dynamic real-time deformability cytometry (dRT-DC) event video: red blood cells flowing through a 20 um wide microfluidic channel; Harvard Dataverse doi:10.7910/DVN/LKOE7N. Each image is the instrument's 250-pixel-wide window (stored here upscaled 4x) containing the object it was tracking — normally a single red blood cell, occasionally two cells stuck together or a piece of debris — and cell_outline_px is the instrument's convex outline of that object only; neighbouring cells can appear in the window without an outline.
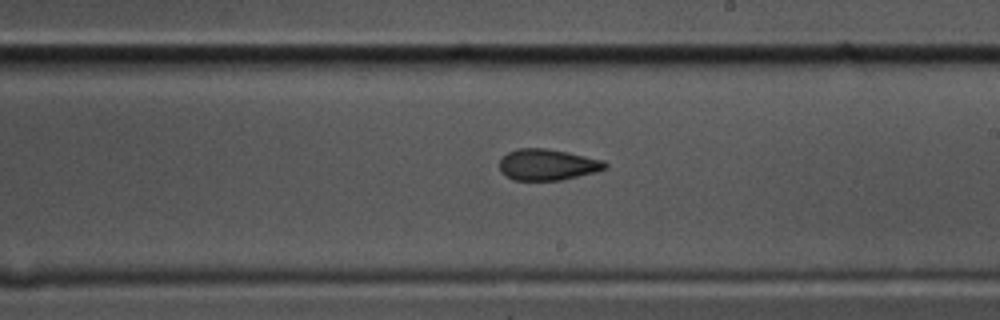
{"species": "common noctule bat (a hibernating species)", "species_latin": "Nyctalus noctula", "temperature_condition": "cold", "stored_images_in_passage": 45, "camera_frame_rate_fps": 3000, "um_per_image_px": 0.085, "animal": {"sex": "male", "body_mass_g": 17.5, "forearm_length_mm": 52.3}, "frame": {"image": 1, "passage_image": 27, "time_ms": 8.667, "image_size_px": [1000, 320], "cell_outline_px": [[608, 168], [596, 172], [560, 180], [512, 180], [500, 172], [500, 160], [508, 152], [516, 148], [544, 148], [568, 152], [604, 160], [608, 164]], "centroid_in_image_um": [46.55, 13.99], "position_along_channel_um": 242.5, "area_um2": 19.31}}
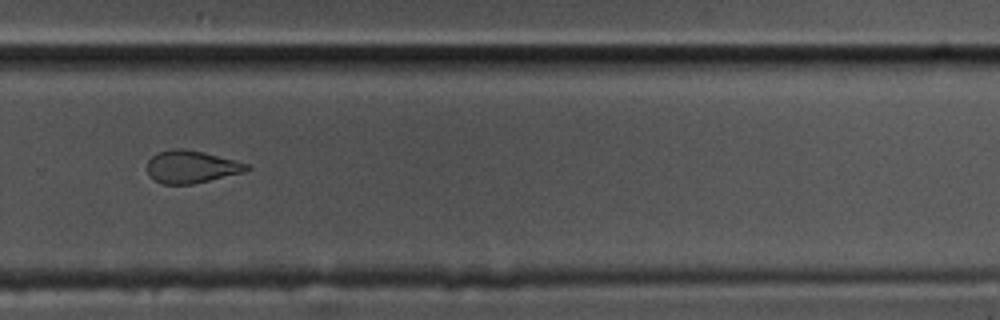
{"frame": {"image": 2, "passage_image": 33, "time_ms": 10.667, "image_size_px": [1000, 320], "cell_outline_px": [[252, 168], [244, 172], [192, 184], [164, 184], [152, 180], [148, 176], [148, 160], [152, 156], [160, 152], [172, 148], [184, 148], [204, 152], [248, 164]], "centroid_in_image_um": [16.24, 14.18], "position_along_channel_um": 313.6, "area_um2": 18.84}}
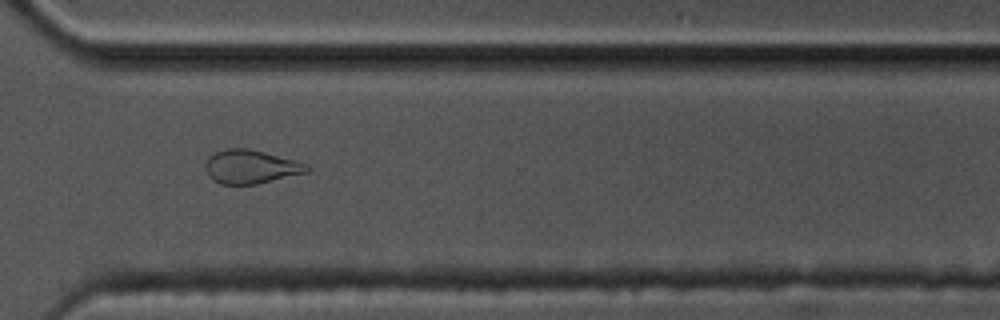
{"frame": {"image": 3, "passage_image": 36, "time_ms": 11.667, "image_size_px": [1000, 320], "cell_outline_px": [[312, 168], [308, 172], [256, 184], [220, 184], [212, 180], [208, 176], [204, 168], [204, 164], [208, 156], [216, 152], [228, 148], [248, 148], [264, 152], [308, 164]], "centroid_in_image_um": [21.28, 14.18], "position_along_channel_um": 349.3, "area_um2": 20.0}, "authors_computed_cell_mechanics": {"area_um2": 19.652, "velocity_mm_per_s": 3.5587, "shape_relaxation_time_tau1_ms": null, "shape_relaxation_time_tau2_ms": 3.131, "deformation_change_tau1": null, "deformation_change_tau2": 0.0921}}